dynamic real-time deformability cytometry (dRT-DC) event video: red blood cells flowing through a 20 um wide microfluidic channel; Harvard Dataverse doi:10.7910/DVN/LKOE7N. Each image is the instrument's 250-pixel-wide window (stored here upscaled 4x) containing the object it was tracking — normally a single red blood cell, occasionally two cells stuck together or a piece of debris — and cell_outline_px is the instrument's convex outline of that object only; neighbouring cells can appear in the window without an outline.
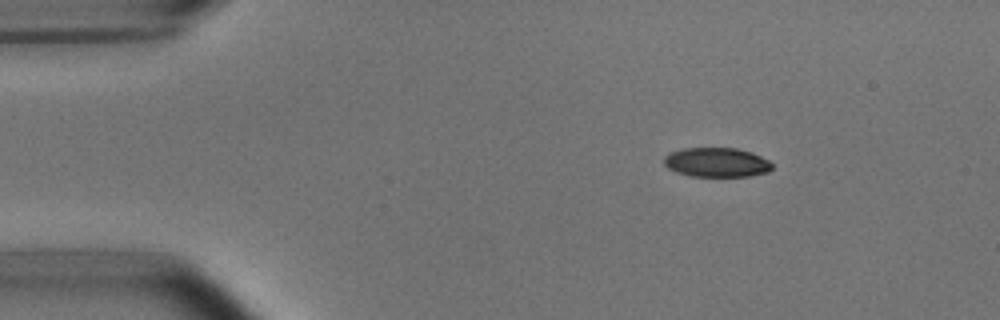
{"species": "common noctule bat (a hibernating species)", "species_latin": "Nyctalus noctula", "temperature_condition": "room temperature", "stored_images_in_passage": 3, "camera_frame_rate_fps": 3000, "um_per_image_px": 0.085, "animal": {"sex": "male", "body_mass_g": 15.6}, "frame": {"image": 1, "passage_image": 1, "time_ms": 0.0, "image_size_px": [1000, 320], "cell_outline_px": [[772, 168], [768, 172], [748, 176], [692, 176], [676, 172], [668, 168], [664, 164], [664, 156], [668, 152], [684, 148], [736, 148], [752, 152], [768, 160], [772, 164]], "centroid_in_image_um": [60.89, 13.79], "position_along_channel_um": 24.1, "area_um2": 18.55}}